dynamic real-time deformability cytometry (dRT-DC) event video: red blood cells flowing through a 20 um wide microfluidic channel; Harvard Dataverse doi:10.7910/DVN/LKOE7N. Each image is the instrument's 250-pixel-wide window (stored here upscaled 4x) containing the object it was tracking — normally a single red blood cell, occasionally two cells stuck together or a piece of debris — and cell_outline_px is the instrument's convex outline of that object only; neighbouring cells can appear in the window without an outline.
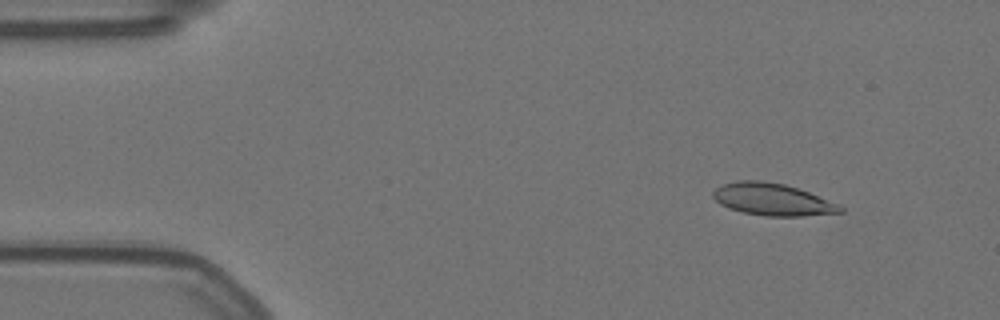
{"species": "Egyptian fruit bat (a non-hibernating species)", "species_latin": "Rousettus aegyptiacus", "temperature_condition": "warm", "stored_images_in_passage": 57, "camera_frame_rate_fps": 3000, "um_per_image_px": 0.085, "animal": {"sex": "female"}, "frame": {"image": 1, "passage_image": 6, "time_ms": 1.667, "image_size_px": [1000, 320], "cell_outline_px": [[844, 212], [800, 216], [764, 216], [744, 212], [728, 208], [720, 204], [712, 196], [712, 192], [716, 188], [724, 184], [736, 180], [760, 180], [784, 184], [808, 192], [840, 204], [844, 208]], "centroid_in_image_um": [65.66, 16.95], "position_along_channel_um": 19.3, "area_um2": 23.76}}
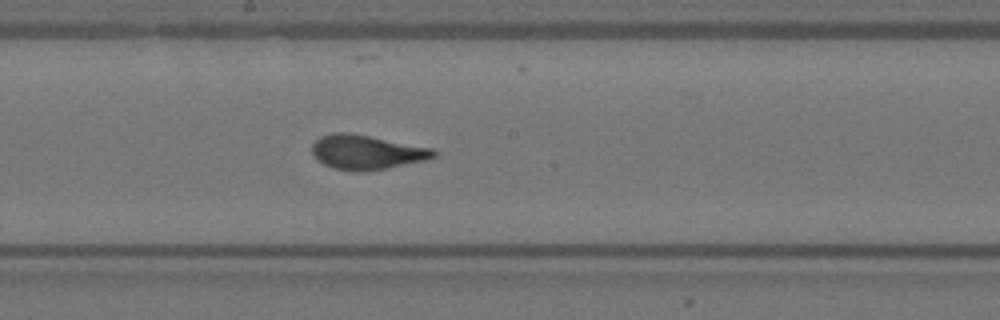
{"frame": {"image": 2, "passage_image": 30, "time_ms": 9.667, "image_size_px": [1000, 320], "cell_outline_px": [[440, 152], [436, 156], [424, 160], [388, 168], [364, 172], [360, 172], [336, 168], [324, 164], [312, 152], [312, 144], [320, 136], [332, 132], [348, 132], [432, 148]], "centroid_in_image_um": [31.18, 12.93], "position_along_channel_um": 217.0, "area_um2": 24.22}}
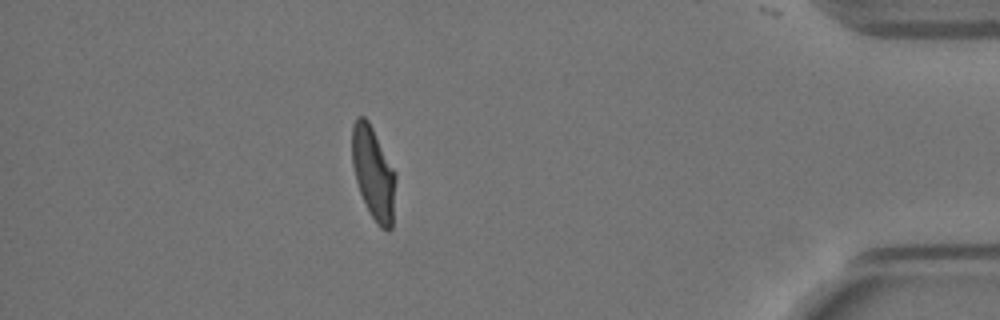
{"frame": {"image": 3, "passage_image": 50, "time_ms": 16.333, "image_size_px": [1000, 320], "cell_outline_px": [[396, 180], [392, 228], [388, 232], [380, 228], [376, 224], [360, 192], [356, 180], [352, 164], [352, 124], [356, 116], [364, 116], [368, 120], [396, 172]], "centroid_in_image_um": [31.75, 14.71], "position_along_channel_um": 403.5, "area_um2": 23.64}, "authors_computed_cell_mechanics": {"area_um2": 23.8714, "velocity_mm_per_s": 3.5154, "shape_relaxation_time_tau1_ms": 5.4762, "shape_relaxation_time_tau2_ms": null, "deformation_change_tau1": 0.2034, "deformation_change_tau2": null}}